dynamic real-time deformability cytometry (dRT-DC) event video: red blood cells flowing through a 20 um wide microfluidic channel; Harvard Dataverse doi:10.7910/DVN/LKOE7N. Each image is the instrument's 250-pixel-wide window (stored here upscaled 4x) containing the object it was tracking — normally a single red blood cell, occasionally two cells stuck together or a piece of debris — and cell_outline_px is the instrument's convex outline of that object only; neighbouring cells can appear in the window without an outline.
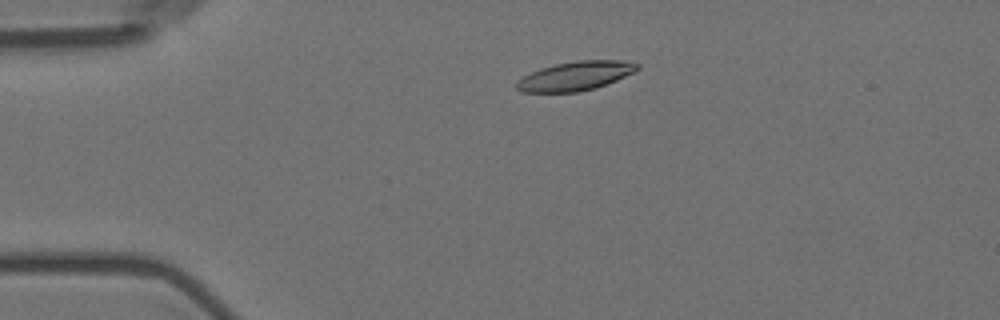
{"species": "Egyptian fruit bat (a non-hibernating species)", "species_latin": "Rousettus aegyptiacus", "temperature_condition": "room temperature", "stored_images_in_passage": 4, "camera_frame_rate_fps": 3000, "um_per_image_px": 0.085, "animal": {"sex": "female"}, "frame": {"image": 1, "passage_image": 3, "time_ms": 2.333, "image_size_px": [1000, 320], "cell_outline_px": [[640, 68], [636, 72], [596, 88], [576, 92], [520, 92], [516, 88], [516, 84], [524, 76], [540, 68], [556, 64], [576, 60], [620, 60], [640, 64]], "centroid_in_image_um": [48.95, 6.45], "position_along_channel_um": 36.0, "area_um2": 20.4}}